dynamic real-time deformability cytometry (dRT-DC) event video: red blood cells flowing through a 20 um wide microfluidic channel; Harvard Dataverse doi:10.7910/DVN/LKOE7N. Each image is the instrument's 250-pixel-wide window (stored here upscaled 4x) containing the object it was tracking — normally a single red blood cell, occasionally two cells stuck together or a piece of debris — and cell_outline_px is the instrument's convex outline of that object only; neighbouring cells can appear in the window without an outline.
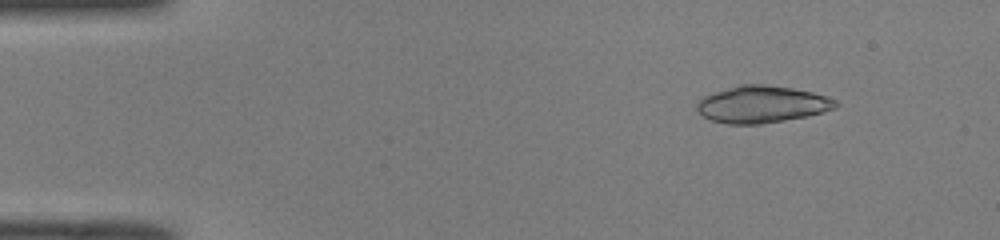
{"species": "common noctule bat (a hibernating species)", "species_latin": "Nyctalus noctula", "temperature_condition": "room temperature", "stored_images_in_passage": 49, "camera_frame_rate_fps": 3000, "um_per_image_px": 0.085, "animal": {"sex": "male", "body_mass_g": 19.0, "forearm_length_mm": 50.8}, "frame": {"image": 1, "passage_image": 6, "time_ms": 1.667, "image_size_px": [1000, 240], "cell_outline_px": [[840, 104], [836, 108], [804, 116], [784, 120], [760, 124], [728, 124], [712, 120], [700, 116], [696, 108], [696, 104], [704, 96], [740, 84], [764, 84], [792, 88], [812, 92], [828, 96], [836, 100]], "centroid_in_image_um": [64.75, 8.86], "position_along_channel_um": 20.2, "area_um2": 29.77}, "authors_computed_cell_mechanics": {"area_um2": 29.5936, "velocity_mm_per_s": 4.1, "shape_relaxation_time_tau1_ms": 1.9302, "shape_relaxation_time_tau2_ms": 2.7203, "deformation_change_tau1": 0.2876, "deformation_change_tau2": 0.1163}}